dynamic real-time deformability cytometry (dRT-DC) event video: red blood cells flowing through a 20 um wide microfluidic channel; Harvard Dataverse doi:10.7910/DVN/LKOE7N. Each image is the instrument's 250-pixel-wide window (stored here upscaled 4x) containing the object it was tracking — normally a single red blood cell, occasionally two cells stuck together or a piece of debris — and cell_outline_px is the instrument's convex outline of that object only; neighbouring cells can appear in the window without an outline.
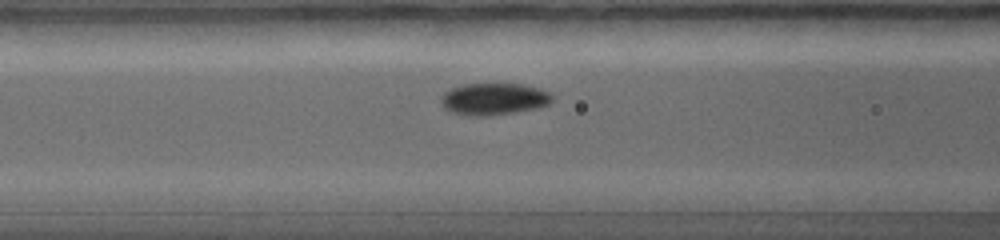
{"species": "common noctule bat (a hibernating species)", "species_latin": "Nyctalus noctula", "temperature_condition": "warm", "stored_images_in_passage": 16, "camera_frame_rate_fps": 5000, "um_per_image_px": 0.085, "animal": {"sex": "female", "body_mass_g": 19.0, "forearm_length_mm": 56.7}, "frame": {"image": 1, "passage_image": 6, "time_ms": 2.4, "image_size_px": [1000, 240], "cell_outline_px": [[552, 100], [548, 104], [536, 108], [516, 112], [488, 116], [468, 116], [448, 112], [444, 108], [440, 100], [440, 96], [448, 88], [464, 84], [524, 84], [540, 88], [548, 92], [552, 96]], "centroid_in_image_um": [41.91, 8.42], "position_along_channel_um": 124.7, "area_um2": 20.98}}
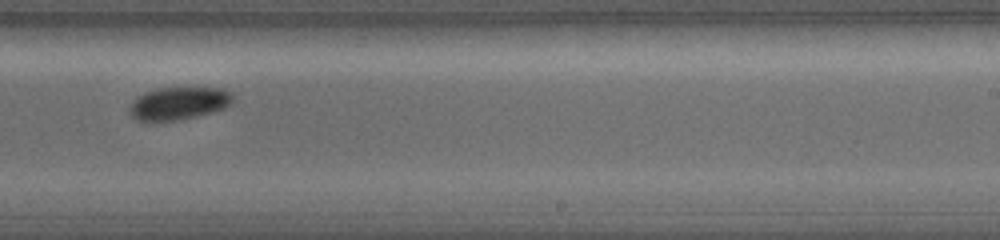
{"frame": {"image": 2, "passage_image": 11, "time_ms": 4.6, "image_size_px": [1000, 240], "cell_outline_px": [[232, 104], [224, 108], [212, 112], [180, 120], [136, 120], [128, 112], [128, 108], [132, 100], [136, 96], [144, 92], [156, 88], [224, 88], [232, 92]], "centroid_in_image_um": [15.17, 8.77], "position_along_channel_um": 273.8, "area_um2": 19.83}}
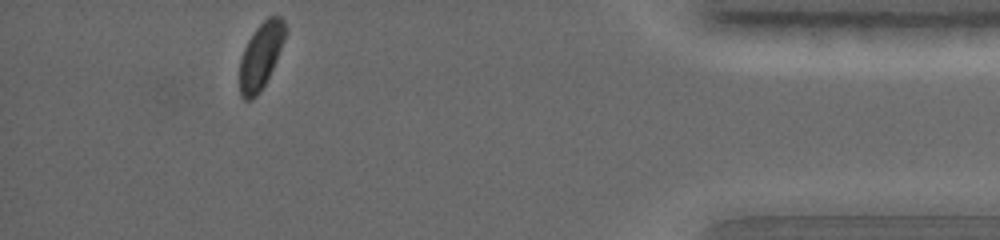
{"frame": {"image": 3, "passage_image": 16, "time_ms": 7.4, "image_size_px": [1000, 240], "cell_outline_px": [[288, 32], [272, 68], [260, 92], [252, 100], [244, 100], [240, 96], [240, 60], [244, 48], [248, 40], [256, 28], [268, 16], [280, 16], [284, 20], [288, 28]], "centroid_in_image_um": [22.18, 4.72], "position_along_channel_um": 413.0, "area_um2": 17.57}}